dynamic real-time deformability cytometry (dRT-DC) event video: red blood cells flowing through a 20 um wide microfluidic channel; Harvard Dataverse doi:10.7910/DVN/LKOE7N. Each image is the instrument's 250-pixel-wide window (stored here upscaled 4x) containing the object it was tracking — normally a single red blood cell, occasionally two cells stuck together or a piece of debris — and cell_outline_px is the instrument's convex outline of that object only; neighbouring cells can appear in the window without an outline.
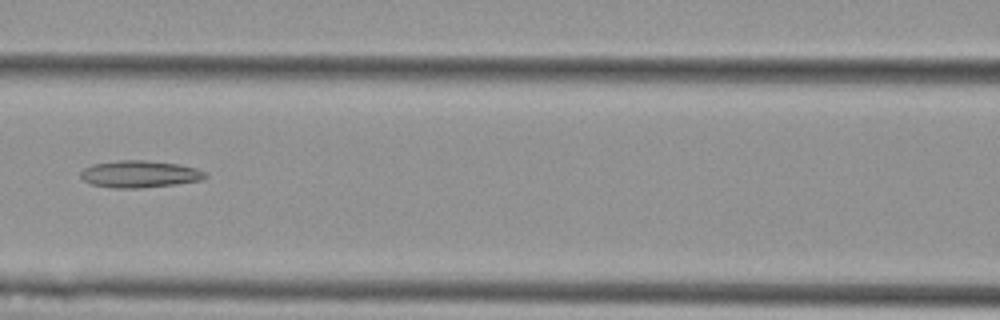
{"species": "Egyptian fruit bat (a non-hibernating species)", "species_latin": "Rousettus aegyptiacus", "temperature_condition": "cold", "stored_images_in_passage": 6, "camera_frame_rate_fps": 3000, "um_per_image_px": 0.085, "animal": {"sex": "female"}, "frame": {"image": 1, "passage_image": 6, "time_ms": 1.667, "image_size_px": [1000, 320], "cell_outline_px": [[208, 176], [204, 180], [176, 184], [140, 188], [116, 188], [92, 184], [84, 180], [80, 176], [80, 172], [84, 168], [92, 164], [120, 160], [144, 160], [180, 164], [196, 168], [208, 172]], "centroid_in_image_um": [11.93, 14.79], "position_along_channel_um": 154.7, "area_um2": 19.77}}